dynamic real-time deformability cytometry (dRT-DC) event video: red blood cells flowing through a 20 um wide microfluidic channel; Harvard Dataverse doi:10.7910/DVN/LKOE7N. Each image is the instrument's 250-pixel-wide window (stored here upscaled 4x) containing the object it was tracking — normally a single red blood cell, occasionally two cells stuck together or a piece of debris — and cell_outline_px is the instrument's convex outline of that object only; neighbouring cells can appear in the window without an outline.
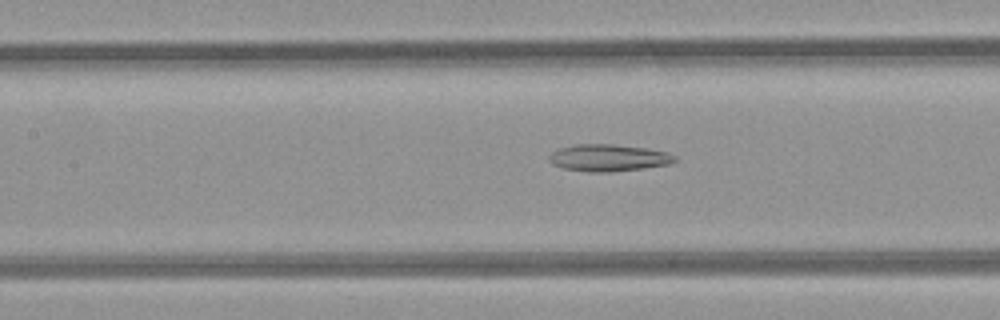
{"species": "common noctule bat (a hibernating species)", "species_latin": "Nyctalus noctula", "temperature_condition": "room temperature", "stored_images_in_passage": 32, "camera_frame_rate_fps": 3000, "um_per_image_px": 0.085, "animal": {"sex": "female", "body_mass_g": 21.9}, "frame": {"image": 1, "passage_image": 9, "time_ms": 2.667, "image_size_px": [1000, 320], "cell_outline_px": [[676, 160], [668, 164], [644, 168], [612, 172], [588, 172], [564, 168], [552, 164], [548, 160], [548, 156], [552, 152], [560, 148], [576, 144], [612, 144], [644, 148], [668, 152], [676, 156]], "centroid_in_image_um": [51.7, 13.42], "position_along_channel_um": 155.7, "area_um2": 19.71}}
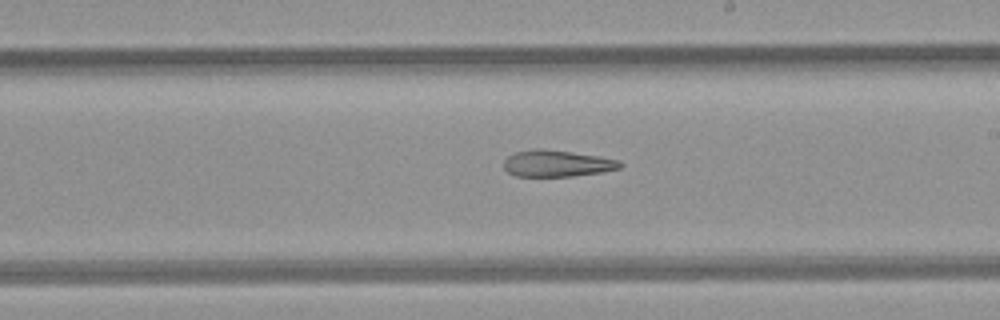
{"frame": {"image": 2, "passage_image": 15, "time_ms": 4.667, "image_size_px": [1000, 320], "cell_outline_px": [[624, 164], [620, 168], [604, 172], [572, 176], [516, 176], [508, 172], [504, 168], [504, 160], [508, 156], [516, 152], [532, 148], [544, 148], [600, 156], [620, 160]], "centroid_in_image_um": [47.37, 13.88], "position_along_channel_um": 241.6, "area_um2": 18.21}}
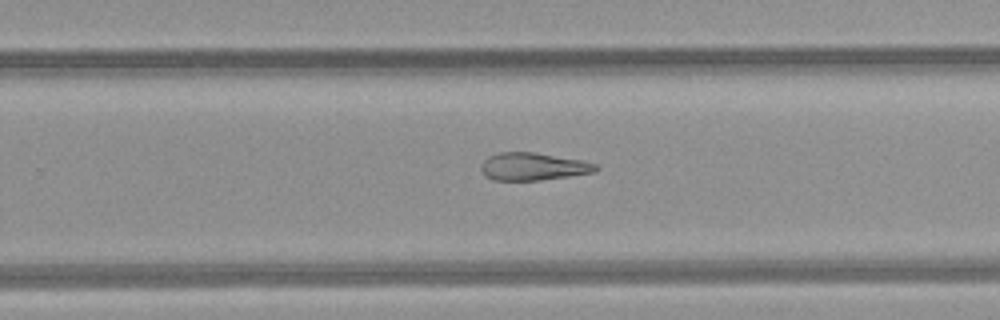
{"frame": {"image": 3, "passage_image": 18, "time_ms": 5.667, "image_size_px": [1000, 320], "cell_outline_px": [[600, 168], [596, 172], [540, 180], [492, 180], [480, 168], [480, 164], [488, 156], [500, 152], [536, 152], [580, 160], [596, 164]], "centroid_in_image_um": [45.32, 14.15], "position_along_channel_um": 284.5, "area_um2": 18.38}, "authors_computed_cell_mechanics": {"area_um2": 19.8832, "velocity_mm_per_s": 4.304, "shape_relaxation_time_tau1_ms": null, "shape_relaxation_time_tau2_ms": 9.6614, "deformation_change_tau1": null, "deformation_change_tau2": 0.2706}}